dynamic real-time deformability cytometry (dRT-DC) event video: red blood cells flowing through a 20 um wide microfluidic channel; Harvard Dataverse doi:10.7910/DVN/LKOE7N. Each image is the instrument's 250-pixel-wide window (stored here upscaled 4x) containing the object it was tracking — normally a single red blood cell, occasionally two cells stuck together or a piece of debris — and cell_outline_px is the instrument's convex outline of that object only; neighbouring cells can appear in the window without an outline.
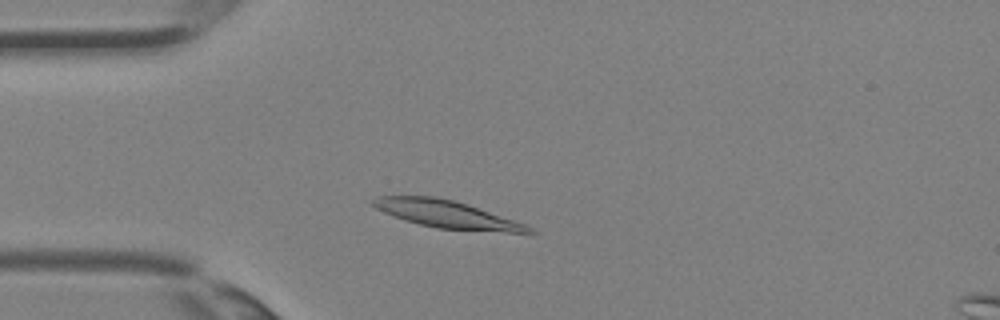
{"species": "Egyptian fruit bat (a non-hibernating species)", "species_latin": "Rousettus aegyptiacus", "temperature_condition": "room temperature", "stored_images_in_passage": 32, "camera_frame_rate_fps": 3000, "um_per_image_px": 0.085, "animal": {"sex": "female"}, "frame": {"image": 1, "passage_image": 6, "time_ms": 1.667, "image_size_px": [1000, 320], "cell_outline_px": [[536, 232], [508, 232], [436, 228], [404, 220], [384, 212], [376, 208], [368, 200], [376, 196], [436, 196], [468, 204], [516, 220], [532, 228]], "centroid_in_image_um": [37.94, 18.19], "position_along_channel_um": 47.1, "area_um2": 24.8}}
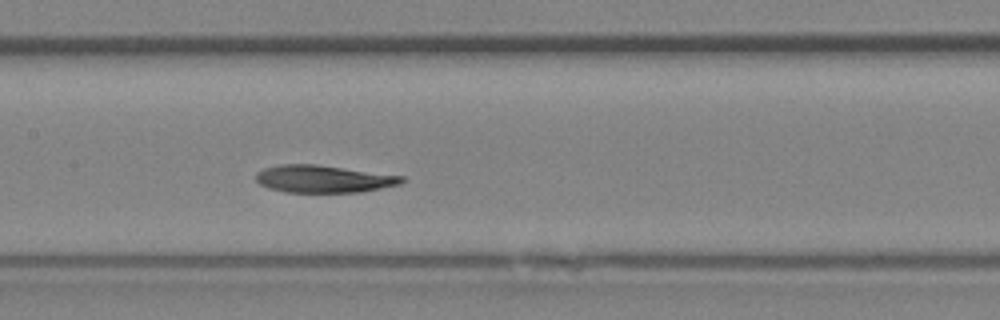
{"frame": {"image": 2, "passage_image": 14, "time_ms": 4.333, "image_size_px": [1000, 320], "cell_outline_px": [[404, 180], [400, 184], [360, 192], [284, 192], [268, 188], [260, 184], [256, 180], [256, 172], [264, 168], [280, 164], [316, 164], [404, 176]], "centroid_in_image_um": [27.46, 15.2], "position_along_channel_um": 179.9, "area_um2": 23.24}}
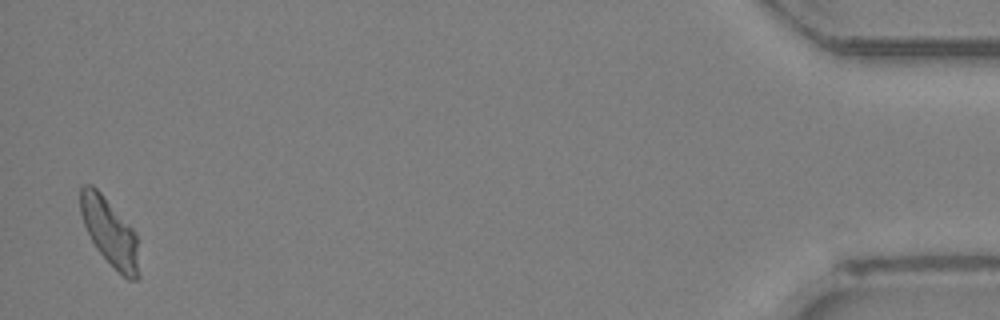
{"frame": {"image": 3, "passage_image": 32, "time_ms": 10.333, "image_size_px": [1000, 320], "cell_outline_px": [[140, 276], [136, 280], [128, 280], [96, 248], [84, 224], [80, 212], [80, 188], [84, 184], [92, 184], [100, 192], [136, 232]], "centroid_in_image_um": [9.34, 19.72], "position_along_channel_um": 425.9, "area_um2": 22.66}}